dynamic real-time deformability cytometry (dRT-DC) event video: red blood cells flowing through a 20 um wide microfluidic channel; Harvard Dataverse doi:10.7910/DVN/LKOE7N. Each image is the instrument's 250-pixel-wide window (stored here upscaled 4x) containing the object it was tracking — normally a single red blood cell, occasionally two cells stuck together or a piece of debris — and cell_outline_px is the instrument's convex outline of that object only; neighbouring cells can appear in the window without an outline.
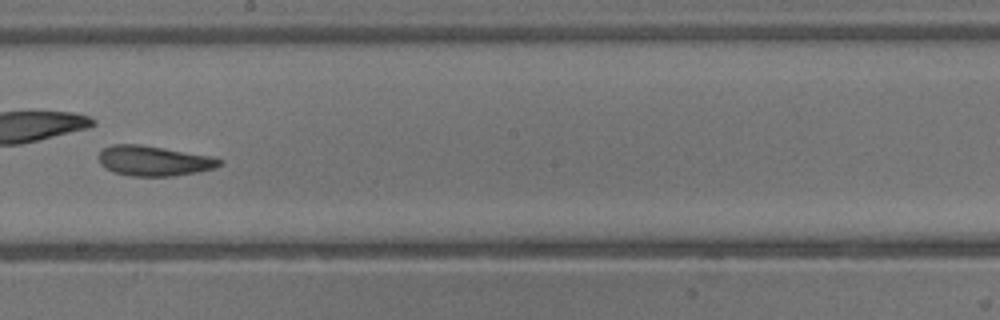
{"species": "common noctule bat (a hibernating species)", "species_latin": "Nyctalus noctula", "temperature_condition": "warm", "stored_images_in_passage": 40, "camera_frame_rate_fps": 3000, "um_per_image_px": 0.085, "animal": {"sex": "male", "body_mass_g": 13.3}, "frame": {"image": 1, "passage_image": 23, "time_ms": 7.333, "image_size_px": [1000, 320], "cell_outline_px": [[224, 164], [216, 168], [196, 172], [172, 176], [128, 176], [112, 172], [104, 168], [100, 164], [96, 156], [104, 148], [112, 144], [140, 144], [212, 156], [224, 160]], "centroid_in_image_um": [13.06, 13.67], "position_along_channel_um": 235.1, "area_um2": 21.56}}